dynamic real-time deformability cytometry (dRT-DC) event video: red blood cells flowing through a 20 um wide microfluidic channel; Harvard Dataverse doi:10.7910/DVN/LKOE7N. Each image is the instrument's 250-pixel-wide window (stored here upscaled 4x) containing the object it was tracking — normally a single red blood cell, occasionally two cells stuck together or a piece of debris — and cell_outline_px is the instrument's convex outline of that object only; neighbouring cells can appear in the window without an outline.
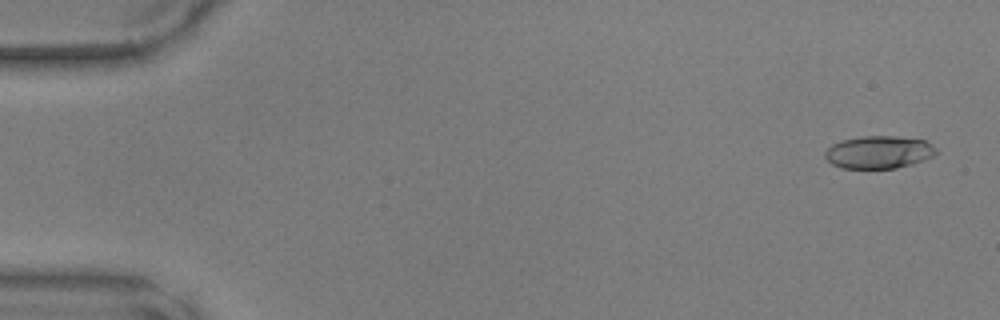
{"species": "common noctule bat (a hibernating species)", "species_latin": "Nyctalus noctula", "temperature_condition": "warm", "stored_images_in_passage": 48, "camera_frame_rate_fps": 3000, "um_per_image_px": 0.085, "animal": {"sex": "male", "body_mass_g": 17.9, "forearm_length_mm": 54.2}, "frame": {"image": 1, "passage_image": 2, "time_ms": 0.333, "image_size_px": [1000, 320], "cell_outline_px": [[936, 152], [932, 156], [912, 164], [896, 168], [840, 168], [832, 164], [824, 156], [824, 152], [832, 144], [844, 140], [864, 136], [896, 136], [924, 140], [936, 148]], "centroid_in_image_um": [74.67, 12.94], "position_along_channel_um": 10.3, "area_um2": 20.92}}
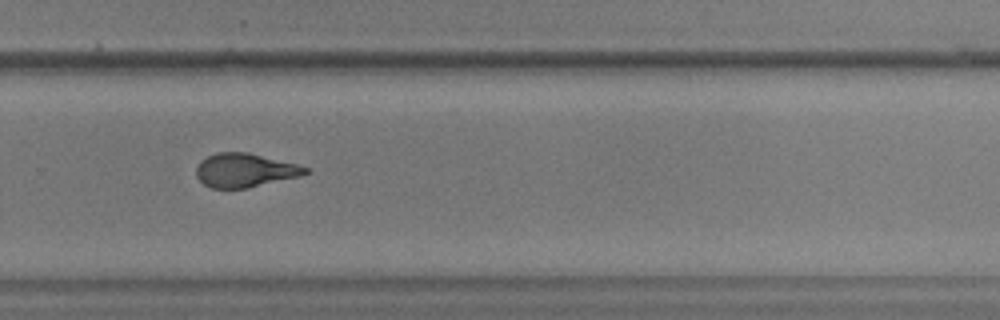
{"frame": {"image": 2, "passage_image": 33, "time_ms": 10.667, "image_size_px": [1000, 320], "cell_outline_px": [[312, 172], [300, 176], [248, 188], [212, 188], [204, 184], [196, 176], [196, 168], [200, 160], [216, 152], [248, 152], [296, 164], [308, 168]], "centroid_in_image_um": [20.81, 14.47], "position_along_channel_um": 309.0, "area_um2": 21.5}}
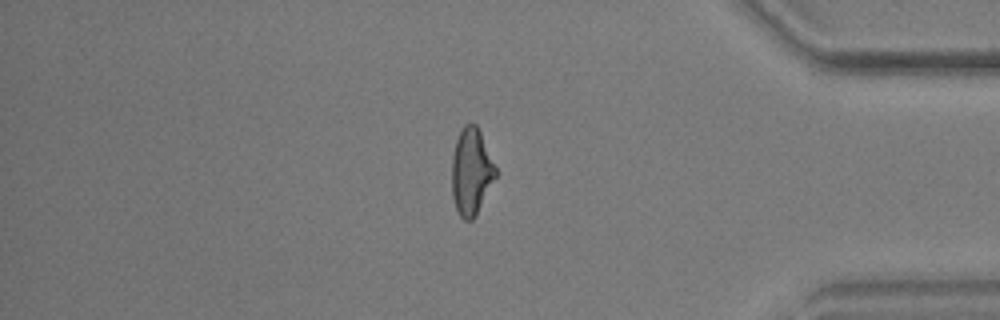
{"frame": {"image": 3, "passage_image": 41, "time_ms": 13.333, "image_size_px": [1000, 320], "cell_outline_px": [[496, 176], [476, 216], [472, 220], [464, 220], [460, 216], [456, 208], [452, 196], [452, 156], [456, 140], [464, 124], [476, 124], [480, 132], [496, 168]], "centroid_in_image_um": [40.04, 14.61], "position_along_channel_um": 395.2, "area_um2": 21.91}}